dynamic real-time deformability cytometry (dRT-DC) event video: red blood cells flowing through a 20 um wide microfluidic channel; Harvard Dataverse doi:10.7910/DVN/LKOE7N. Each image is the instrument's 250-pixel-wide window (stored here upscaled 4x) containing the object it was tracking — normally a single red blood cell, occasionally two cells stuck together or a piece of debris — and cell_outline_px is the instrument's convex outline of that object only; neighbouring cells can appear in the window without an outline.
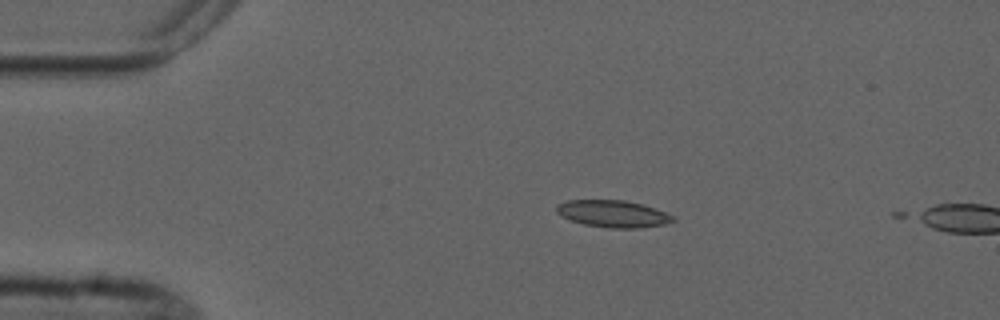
{"species": "common noctule bat (a hibernating species)", "species_latin": "Nyctalus noctula", "temperature_condition": "cold", "stored_images_in_passage": 2, "camera_frame_rate_fps": 3000, "um_per_image_px": 0.085, "animal": {"sex": "male", "forearm_length_mm": 52.5}, "frame": {"image": 1, "passage_image": 1, "time_ms": 0.0, "image_size_px": [1000, 320], "cell_outline_px": [[676, 220], [664, 224], [640, 228], [608, 228], [584, 224], [560, 216], [556, 212], [556, 208], [560, 204], [568, 200], [624, 200], [640, 204], [664, 212], [672, 216]], "centroid_in_image_um": [52.08, 18.18], "position_along_channel_um": 32.9, "area_um2": 18.03}}